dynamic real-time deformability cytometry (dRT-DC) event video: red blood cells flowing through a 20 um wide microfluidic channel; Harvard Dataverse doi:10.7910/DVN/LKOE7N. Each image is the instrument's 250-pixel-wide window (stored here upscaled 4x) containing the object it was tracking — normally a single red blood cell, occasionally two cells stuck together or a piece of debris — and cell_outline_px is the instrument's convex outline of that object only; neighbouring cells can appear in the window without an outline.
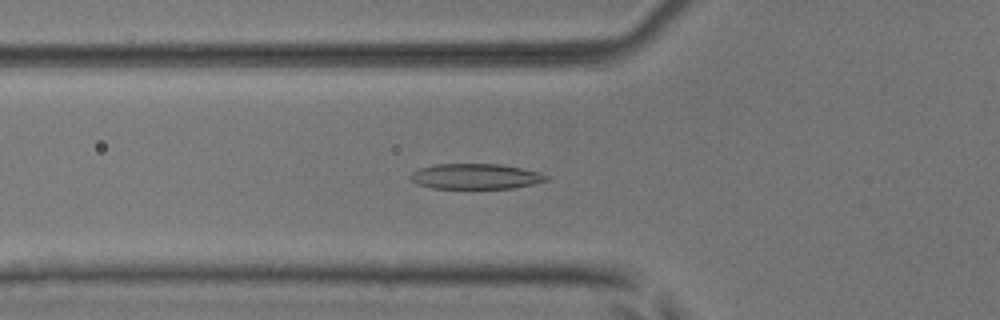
{"species": "common noctule bat (a hibernating species)", "species_latin": "Nyctalus noctula", "temperature_condition": "room temperature", "stored_images_in_passage": 52, "camera_frame_rate_fps": 3000, "um_per_image_px": 0.085, "animal": {"sex": "male", "body_mass_g": 17.9, "forearm_length_mm": 54.2}, "frame": {"image": 1, "passage_image": 19, "time_ms": 6.0, "image_size_px": [1000, 320], "cell_outline_px": [[548, 180], [532, 184], [512, 188], [432, 188], [416, 184], [408, 176], [412, 172], [420, 168], [436, 164], [500, 164], [520, 168], [536, 172], [548, 176]], "centroid_in_image_um": [40.37, 14.99], "position_along_channel_um": 85.4, "area_um2": 19.88}}
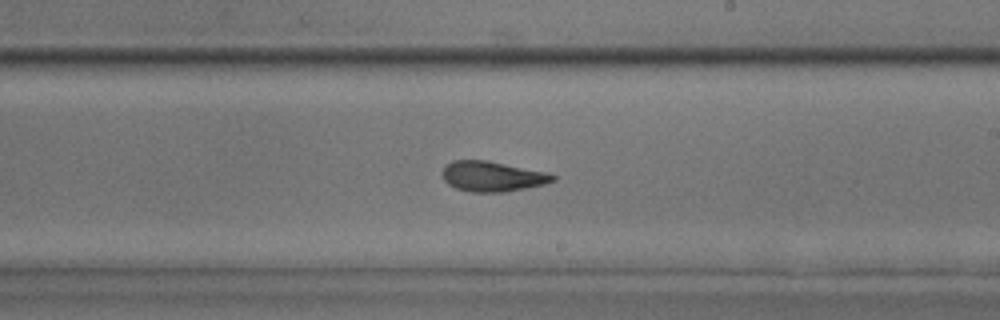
{"frame": {"image": 2, "passage_image": 31, "time_ms": 10.0, "image_size_px": [1000, 320], "cell_outline_px": [[556, 180], [544, 184], [504, 192], [472, 192], [456, 188], [448, 184], [444, 180], [440, 172], [444, 164], [452, 160], [488, 160], [544, 172], [556, 176]], "centroid_in_image_um": [41.77, 14.98], "position_along_channel_um": 247.2, "area_um2": 19.48}}
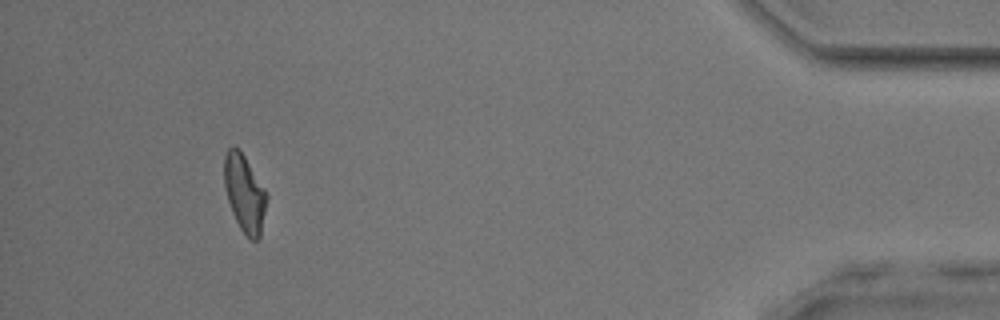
{"frame": {"image": 3, "passage_image": 48, "time_ms": 15.667, "image_size_px": [1000, 320], "cell_outline_px": [[268, 196], [260, 236], [256, 240], [252, 240], [240, 228], [232, 212], [228, 200], [224, 184], [224, 156], [228, 148], [232, 144], [240, 148], [264, 188]], "centroid_in_image_um": [20.78, 16.37], "position_along_channel_um": 414.4, "area_um2": 19.07}, "authors_computed_cell_mechanics": {"area_um2": 19.9121, "velocity_mm_per_s": 4.0503, "shape_relaxation_time_tau1_ms": 3.1018, "shape_relaxation_time_tau2_ms": 2.6124, "deformation_change_tau1": 0.1414, "deformation_change_tau2": 0.0991}}